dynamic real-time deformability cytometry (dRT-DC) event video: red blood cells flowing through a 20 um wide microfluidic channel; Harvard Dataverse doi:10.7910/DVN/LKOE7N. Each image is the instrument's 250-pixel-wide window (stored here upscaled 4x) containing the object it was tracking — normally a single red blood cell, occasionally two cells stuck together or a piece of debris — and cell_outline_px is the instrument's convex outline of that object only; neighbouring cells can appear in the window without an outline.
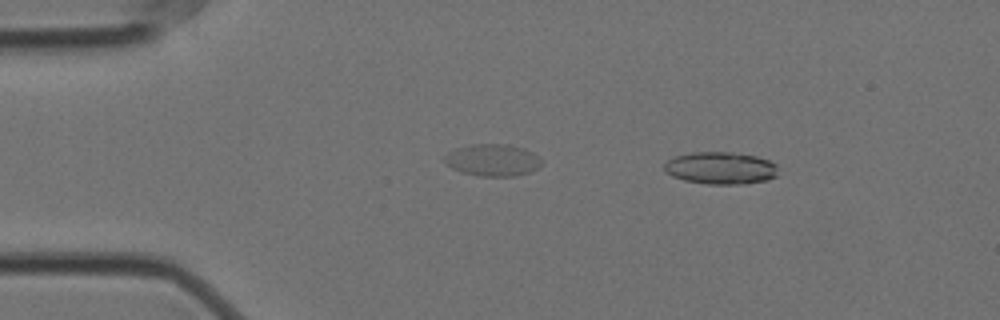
{"species": "Egyptian fruit bat (a non-hibernating species)", "species_latin": "Rousettus aegyptiacus", "temperature_condition": "cold", "stored_images_in_passage": 52, "camera_frame_rate_fps": 3000, "um_per_image_px": 0.085, "animal": {"sex": "female"}, "frame": {"image": 1, "passage_image": 8, "time_ms": 2.333, "image_size_px": [1000, 320], "cell_outline_px": [[776, 176], [768, 180], [744, 184], [708, 184], [684, 180], [672, 176], [664, 172], [664, 164], [668, 160], [676, 156], [692, 152], [728, 152], [756, 156], [768, 160], [776, 164]], "centroid_in_image_um": [61.23, 14.29], "position_along_channel_um": 23.8, "area_um2": 21.39}}
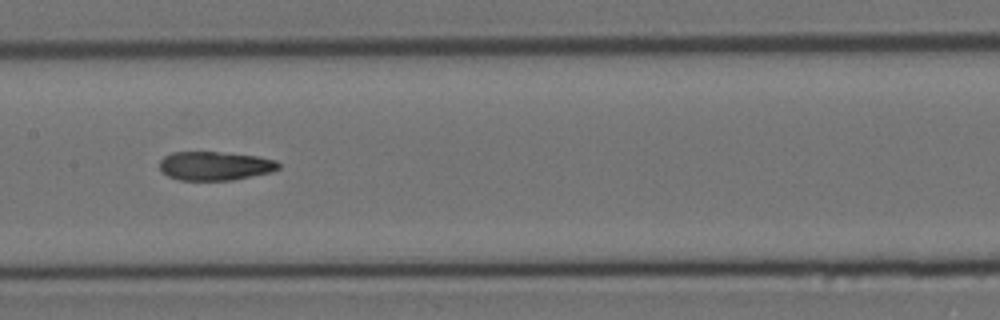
{"frame": {"image": 2, "passage_image": 28, "time_ms": 9.0, "image_size_px": [1000, 320], "cell_outline_px": [[280, 168], [272, 172], [232, 180], [180, 180], [168, 176], [160, 172], [160, 160], [164, 156], [172, 152], [220, 152], [256, 156], [276, 160], [280, 164]], "centroid_in_image_um": [18.26, 14.1], "position_along_channel_um": 189.1, "area_um2": 20.06}}
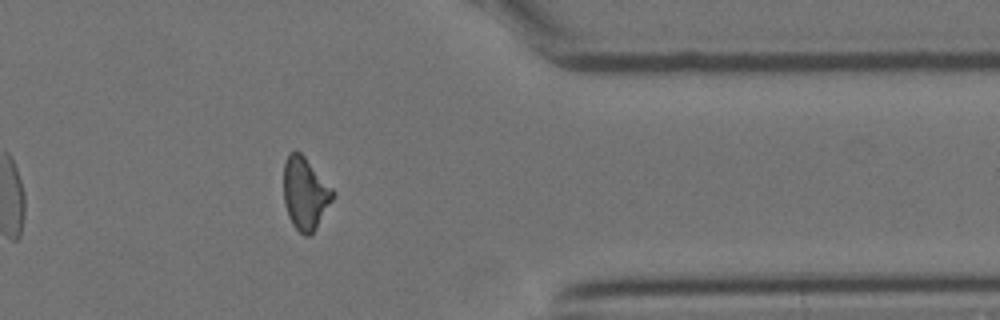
{"frame": {"image": 3, "passage_image": 46, "time_ms": 15.0, "image_size_px": [1000, 320], "cell_outline_px": [[336, 192], [332, 200], [316, 228], [308, 236], [304, 236], [292, 224], [288, 216], [284, 204], [284, 164], [288, 152], [300, 152], [304, 156]], "centroid_in_image_um": [25.93, 16.44], "position_along_channel_um": 385.5, "area_um2": 20.58}, "authors_computed_cell_mechanics": {"area_um2": 20.9814, "velocity_mm_per_s": 3.5272, "shape_relaxation_time_tau1_ms": null, "shape_relaxation_time_tau2_ms": 2.3125, "deformation_change_tau1": null, "deformation_change_tau2": 0.1071}}